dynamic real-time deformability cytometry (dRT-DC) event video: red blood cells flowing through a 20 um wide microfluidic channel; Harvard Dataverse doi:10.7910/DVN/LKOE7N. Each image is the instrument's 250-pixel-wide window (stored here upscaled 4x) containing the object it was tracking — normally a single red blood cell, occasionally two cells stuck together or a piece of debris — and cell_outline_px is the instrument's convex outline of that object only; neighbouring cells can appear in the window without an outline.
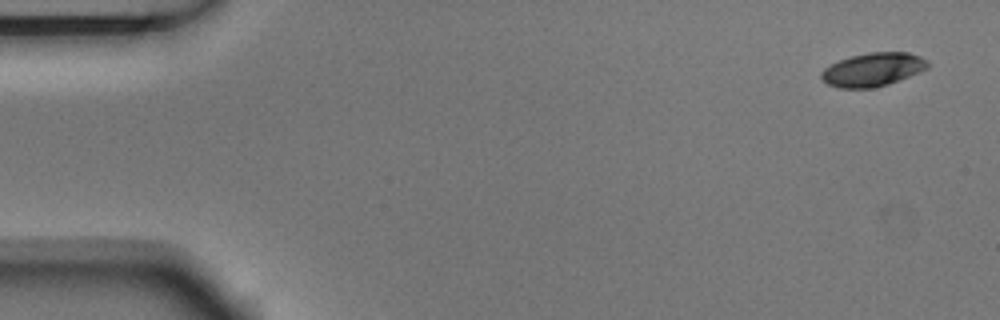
{"species": "Egyptian fruit bat (a non-hibernating species)", "species_latin": "Rousettus aegyptiacus", "temperature_condition": "room temperature", "stored_images_in_passage": 2, "camera_frame_rate_fps": 3000, "um_per_image_px": 0.085, "animal": {"sex": "male"}, "frame": {"image": 1, "passage_image": 1, "time_ms": 0.0, "image_size_px": [1000, 320], "cell_outline_px": [[928, 68], [920, 72], [888, 84], [872, 88], [840, 88], [828, 84], [820, 76], [820, 72], [824, 68], [840, 60], [852, 56], [868, 52], [908, 52], [920, 56], [928, 60]], "centroid_in_image_um": [74.21, 5.91], "position_along_channel_um": 10.8, "area_um2": 20.69}}